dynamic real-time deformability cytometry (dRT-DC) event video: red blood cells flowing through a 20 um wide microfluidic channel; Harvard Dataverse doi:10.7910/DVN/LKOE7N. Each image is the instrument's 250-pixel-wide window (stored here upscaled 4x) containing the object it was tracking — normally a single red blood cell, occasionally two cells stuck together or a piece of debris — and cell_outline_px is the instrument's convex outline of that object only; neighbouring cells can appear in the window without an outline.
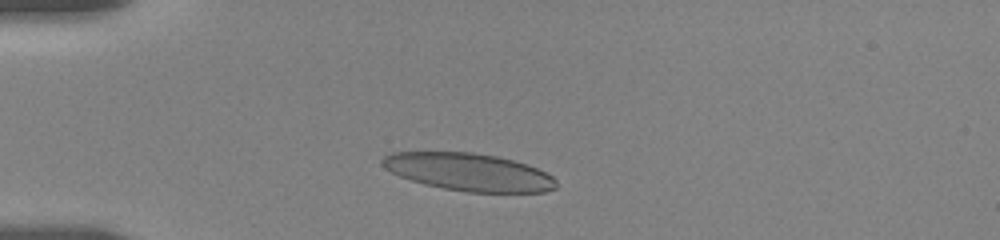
{"species": "human", "species_latin": "Homo sapiens", "temperature_condition": "room temperature", "stored_images_in_passage": 28, "camera_frame_rate_fps": 3000, "um_per_image_px": 0.085, "donor": {"sex": "female"}, "frame": {"image": 1, "passage_image": 7, "time_ms": 2.0, "image_size_px": [1000, 240], "cell_outline_px": [[556, 188], [544, 192], [468, 192], [444, 188], [424, 184], [400, 176], [384, 168], [380, 164], [380, 160], [384, 156], [392, 152], [472, 152], [496, 156], [528, 164], [552, 176], [556, 180]], "centroid_in_image_um": [39.82, 14.62], "position_along_channel_um": 45.2, "area_um2": 37.97}}
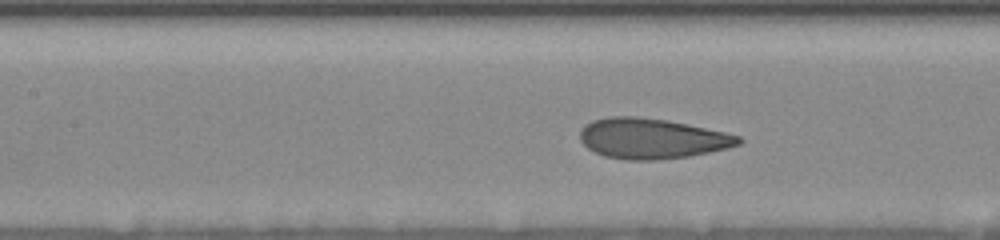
{"frame": {"image": 2, "passage_image": 22, "time_ms": 5.667, "image_size_px": [1000, 240], "cell_outline_px": [[744, 140], [740, 144], [708, 152], [688, 156], [656, 160], [624, 160], [604, 156], [588, 148], [580, 140], [580, 132], [584, 124], [592, 120], [608, 116], [636, 116], [664, 120], [688, 124], [724, 132], [740, 136]], "centroid_in_image_um": [55.37, 11.77], "position_along_channel_um": 152.0, "area_um2": 37.17}}
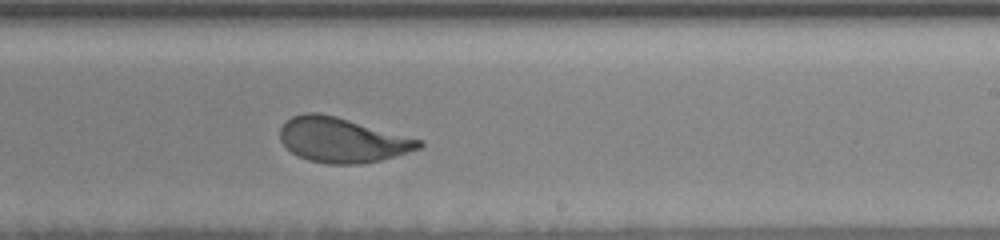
{"frame": {"image": 3, "passage_image": 28, "time_ms": 8.667, "image_size_px": [1000, 240], "cell_outline_px": [[424, 144], [420, 148], [396, 156], [380, 160], [360, 164], [328, 164], [308, 160], [292, 152], [280, 140], [280, 128], [292, 116], [304, 112], [316, 112], [336, 116], [424, 140]], "centroid_in_image_um": [29.11, 11.9], "position_along_channel_um": 259.9, "area_um2": 36.24}}